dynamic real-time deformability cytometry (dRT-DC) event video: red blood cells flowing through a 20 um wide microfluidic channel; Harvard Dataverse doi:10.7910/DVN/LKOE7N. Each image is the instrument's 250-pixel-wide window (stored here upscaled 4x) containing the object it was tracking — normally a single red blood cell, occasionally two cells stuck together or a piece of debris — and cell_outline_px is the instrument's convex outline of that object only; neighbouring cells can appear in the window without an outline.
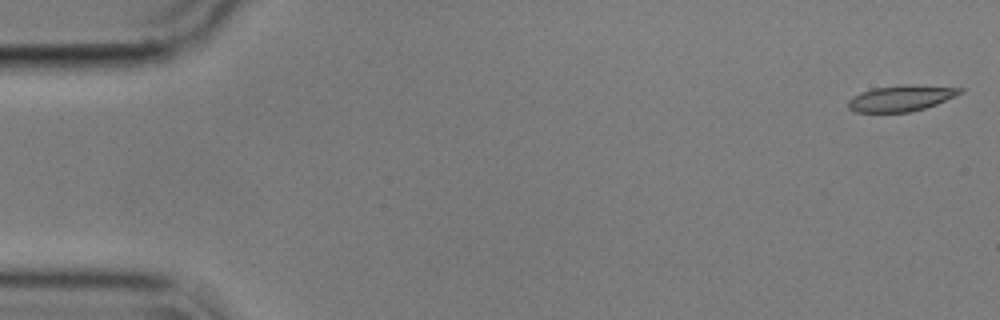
{"species": "common noctule bat (a hibernating species)", "species_latin": "Nyctalus noctula", "temperature_condition": "cold", "stored_images_in_passage": 56, "camera_frame_rate_fps": 3000, "um_per_image_px": 0.085, "animal": {"sex": "male", "body_mass_g": 17.9}, "frame": {"image": 1, "passage_image": 1, "time_ms": 0.0, "image_size_px": [1000, 320], "cell_outline_px": [[964, 92], [936, 104], [924, 108], [908, 112], [856, 112], [848, 108], [848, 100], [852, 96], [860, 92], [872, 88], [908, 84], [964, 88]], "centroid_in_image_um": [76.57, 8.34], "position_along_channel_um": 8.4, "area_um2": 16.94}}
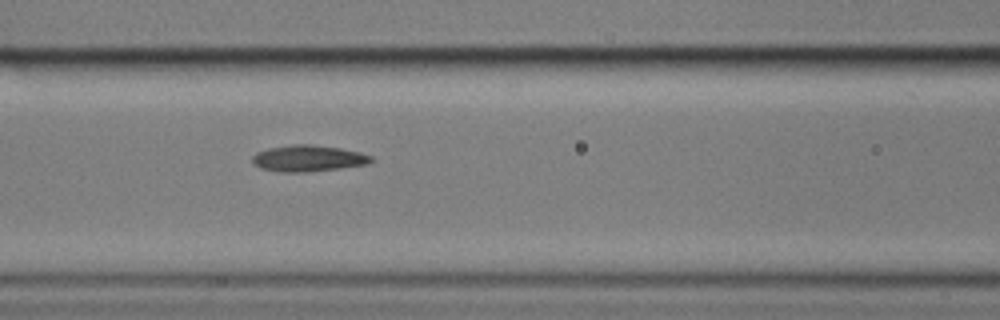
{"frame": {"image": 2, "passage_image": 23, "time_ms": 7.333, "image_size_px": [1000, 320], "cell_outline_px": [[376, 160], [368, 164], [340, 168], [308, 172], [280, 172], [260, 168], [252, 164], [252, 156], [256, 152], [268, 148], [292, 144], [312, 144], [340, 148], [360, 152], [372, 156]], "centroid_in_image_um": [26.19, 13.46], "position_along_channel_um": 140.4, "area_um2": 18.5}}
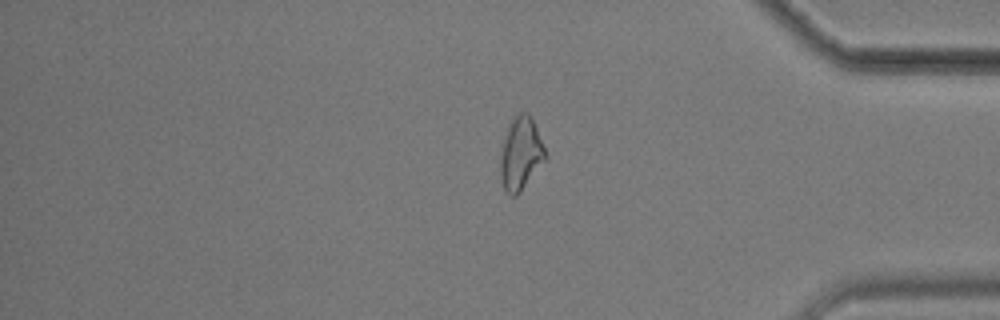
{"frame": {"image": 3, "passage_image": 46, "time_ms": 15.0, "image_size_px": [1000, 320], "cell_outline_px": [[548, 156], [520, 192], [516, 196], [512, 196], [504, 188], [500, 176], [500, 156], [504, 136], [508, 124], [520, 112], [528, 112], [536, 128]], "centroid_in_image_um": [44.25, 13.06], "position_along_channel_um": 390.9, "area_um2": 18.9}, "authors_computed_cell_mechanics": {"area_um2": 17.6868, "velocity_mm_per_s": 3.5608, "shape_relaxation_time_tau1_ms": 10.1209, "shape_relaxation_time_tau2_ms": 7.564, "deformation_change_tau1": 0.2224, "deformation_change_tau2": 0.1428}}